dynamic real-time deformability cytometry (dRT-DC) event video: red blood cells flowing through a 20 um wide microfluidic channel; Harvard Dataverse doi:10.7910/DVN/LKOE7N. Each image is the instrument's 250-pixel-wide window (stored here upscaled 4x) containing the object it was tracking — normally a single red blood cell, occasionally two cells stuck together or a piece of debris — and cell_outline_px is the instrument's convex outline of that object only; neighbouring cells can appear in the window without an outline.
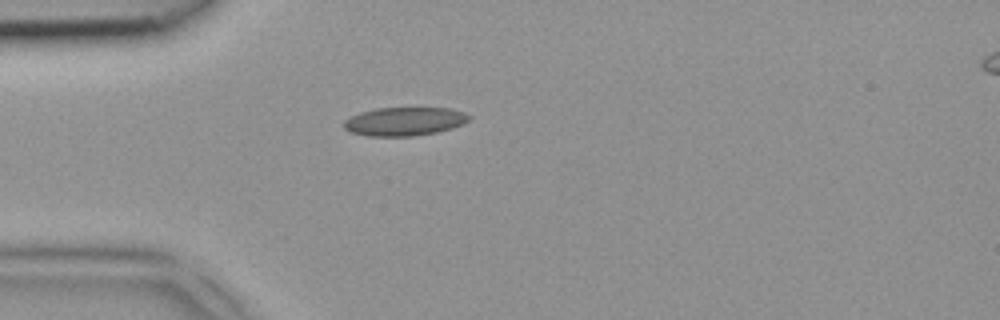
{"species": "common noctule bat (a hibernating species)", "species_latin": "Nyctalus noctula", "temperature_condition": "room temperature", "stored_images_in_passage": 1, "camera_frame_rate_fps": 3000, "um_per_image_px": 0.085, "animal": {"sex": "female", "body_mass_g": 18.4}, "frame": {"image": 1, "passage_image": 1, "time_ms": 0.0, "image_size_px": [1000, 320], "cell_outline_px": [[472, 116], [464, 124], [452, 128], [436, 132], [412, 136], [368, 136], [352, 132], [344, 128], [344, 120], [360, 112], [376, 108], [452, 108], [464, 112]], "centroid_in_image_um": [34.41, 10.31], "position_along_channel_um": 50.6, "area_um2": 20.81}}